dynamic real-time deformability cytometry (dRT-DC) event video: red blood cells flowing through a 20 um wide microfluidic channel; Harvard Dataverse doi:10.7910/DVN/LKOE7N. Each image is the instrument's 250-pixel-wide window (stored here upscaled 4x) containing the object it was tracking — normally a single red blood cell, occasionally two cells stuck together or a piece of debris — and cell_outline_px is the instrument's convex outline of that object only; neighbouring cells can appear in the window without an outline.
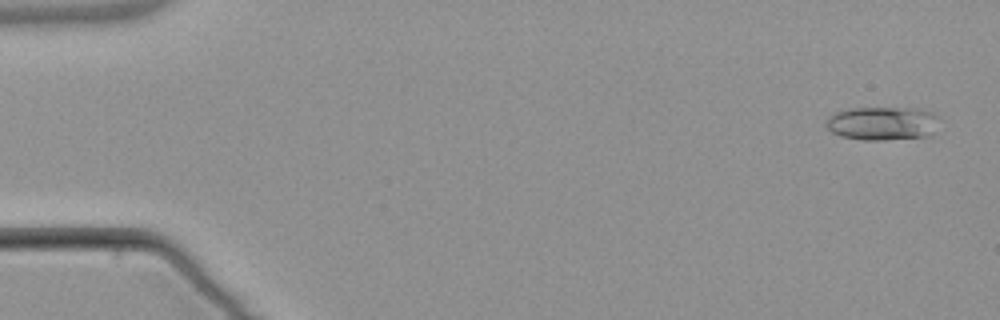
{"species": "common noctule bat (a hibernating species)", "species_latin": "Nyctalus noctula", "temperature_condition": "warm", "stored_images_in_passage": 3, "camera_frame_rate_fps": 3000, "um_per_image_px": 0.085, "animal": {"sex": "male", "body_mass_g": 21.5, "forearm_length_mm": 52.0}, "frame": {"image": 1, "passage_image": 1, "time_ms": 0.0, "image_size_px": [1000, 320], "cell_outline_px": [[940, 116], [932, 136], [884, 140], [864, 140], [840, 136], [832, 132], [828, 128], [828, 120], [836, 112], [848, 108], [920, 108], [932, 112]], "centroid_in_image_um": [75.09, 10.49], "position_along_channel_um": 9.9, "area_um2": 22.25}}
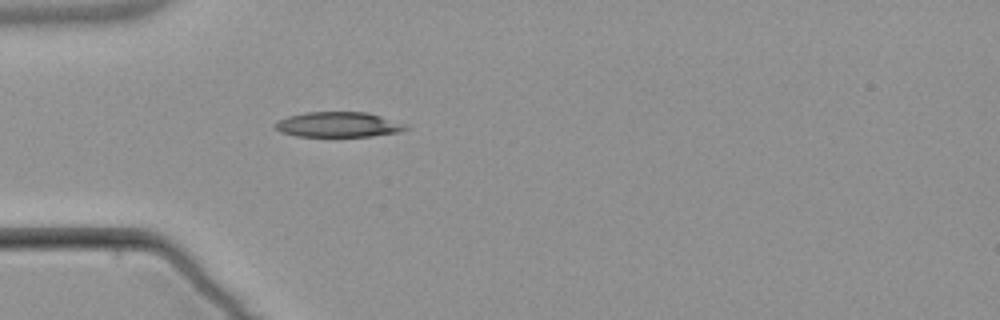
{"frame": {"image": 2, "passage_image": 3, "time_ms": 4.667, "image_size_px": [1000, 320], "cell_outline_px": [[408, 128], [400, 132], [372, 136], [296, 136], [280, 132], [276, 128], [276, 124], [280, 120], [288, 116], [304, 112], [368, 112], [404, 124]], "centroid_in_image_um": [28.75, 10.59], "position_along_channel_um": 56.2, "area_um2": 18.9}}